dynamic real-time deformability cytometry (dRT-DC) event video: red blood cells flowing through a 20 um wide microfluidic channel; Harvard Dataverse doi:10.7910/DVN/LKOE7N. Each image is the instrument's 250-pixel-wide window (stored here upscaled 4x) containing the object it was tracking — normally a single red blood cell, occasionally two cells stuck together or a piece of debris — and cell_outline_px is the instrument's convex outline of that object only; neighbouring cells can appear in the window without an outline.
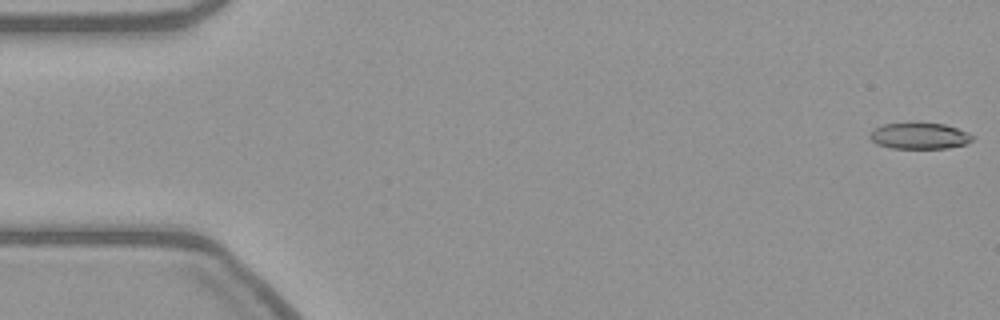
{"species": "common noctule bat (a hibernating species)", "species_latin": "Nyctalus noctula", "temperature_condition": "warm", "stored_images_in_passage": 55, "camera_frame_rate_fps": 3000, "um_per_image_px": 0.085, "animal": {"sex": "female", "body_mass_g": 21.9}, "frame": {"image": 1, "passage_image": 1, "time_ms": 0.0, "image_size_px": [1000, 320], "cell_outline_px": [[976, 136], [972, 140], [964, 144], [948, 148], [892, 148], [876, 144], [868, 136], [876, 128], [884, 124], [944, 124], [968, 132]], "centroid_in_image_um": [78.18, 11.57], "position_along_channel_um": 6.8, "area_um2": 15.32}}
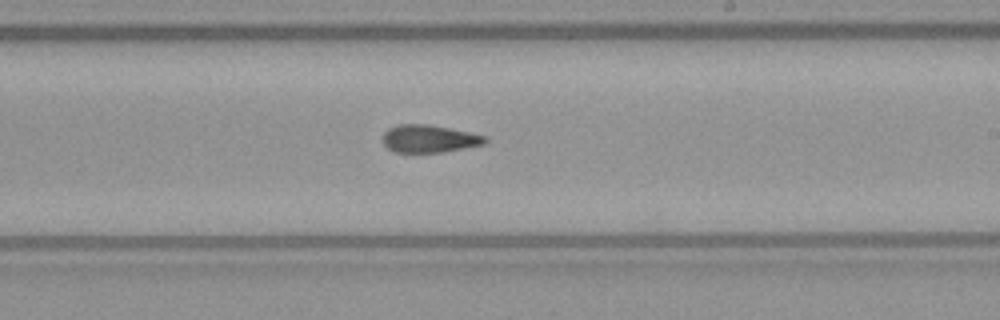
{"frame": {"image": 2, "passage_image": 32, "time_ms": 10.333, "image_size_px": [1000, 320], "cell_outline_px": [[488, 140], [484, 144], [444, 152], [392, 152], [384, 144], [384, 132], [388, 128], [396, 124], [428, 124], [488, 136]], "centroid_in_image_um": [36.48, 11.79], "position_along_channel_um": 252.5, "area_um2": 16.47}}
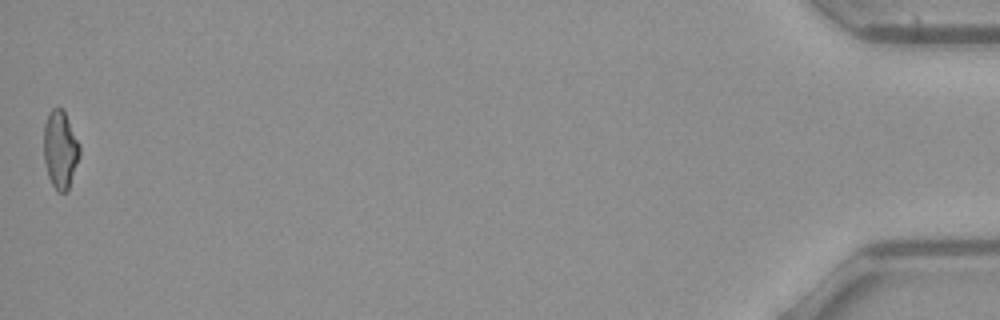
{"frame": {"image": 3, "passage_image": 55, "time_ms": 18.0, "image_size_px": [1000, 320], "cell_outline_px": [[80, 156], [68, 188], [64, 192], [56, 192], [48, 176], [44, 160], [44, 124], [48, 112], [52, 108], [64, 108], [80, 144]], "centroid_in_image_um": [5.12, 12.67], "position_along_channel_um": 430.1, "area_um2": 16.47}}